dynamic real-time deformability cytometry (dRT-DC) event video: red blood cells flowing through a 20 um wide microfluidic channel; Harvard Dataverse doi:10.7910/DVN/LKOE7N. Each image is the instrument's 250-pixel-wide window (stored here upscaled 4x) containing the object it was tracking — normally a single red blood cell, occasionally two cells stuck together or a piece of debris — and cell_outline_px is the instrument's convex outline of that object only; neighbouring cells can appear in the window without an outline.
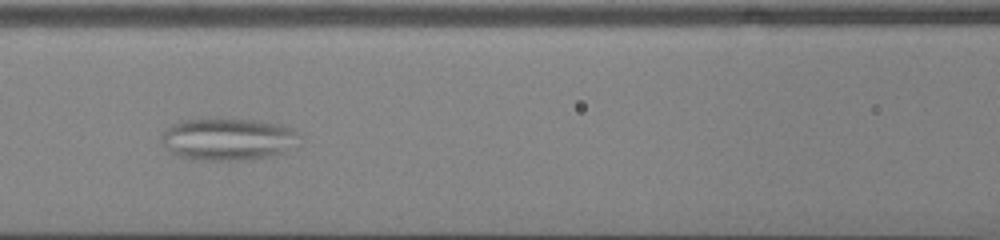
{"species": "common noctule bat (a hibernating species)", "species_latin": "Nyctalus noctula", "temperature_condition": "cold", "stored_images_in_passage": 45, "camera_frame_rate_fps": 3000, "um_per_image_px": 0.085, "animal": {"sex": "male", "body_mass_g": 13.0, "forearm_length_mm": 53.1}, "frame": {"image": 1, "passage_image": 17, "time_ms": 5.333, "image_size_px": [1000, 240], "cell_outline_px": [[300, 136], [284, 152], [268, 156], [244, 160], [200, 160], [180, 156], [168, 152], [160, 140], [164, 132], [172, 124], [180, 120], [216, 116], [220, 116], [256, 120], [280, 124], [292, 128], [300, 132]], "centroid_in_image_um": [19.32, 11.78], "position_along_channel_um": 147.3, "area_um2": 34.62}}
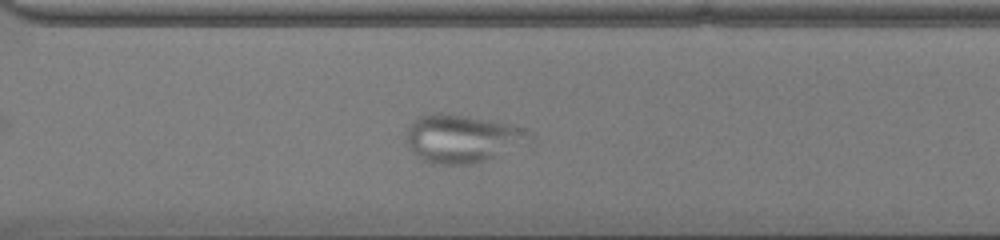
{"frame": {"image": 2, "passage_image": 31, "time_ms": 10.0, "image_size_px": [1000, 240], "cell_outline_px": [[532, 136], [484, 160], [472, 164], [432, 164], [424, 160], [412, 152], [404, 136], [412, 120], [420, 116], [432, 112], [436, 112], [468, 116], [512, 124], [528, 128]], "centroid_in_image_um": [39.16, 11.74], "position_along_channel_um": 331.4, "area_um2": 33.76}}